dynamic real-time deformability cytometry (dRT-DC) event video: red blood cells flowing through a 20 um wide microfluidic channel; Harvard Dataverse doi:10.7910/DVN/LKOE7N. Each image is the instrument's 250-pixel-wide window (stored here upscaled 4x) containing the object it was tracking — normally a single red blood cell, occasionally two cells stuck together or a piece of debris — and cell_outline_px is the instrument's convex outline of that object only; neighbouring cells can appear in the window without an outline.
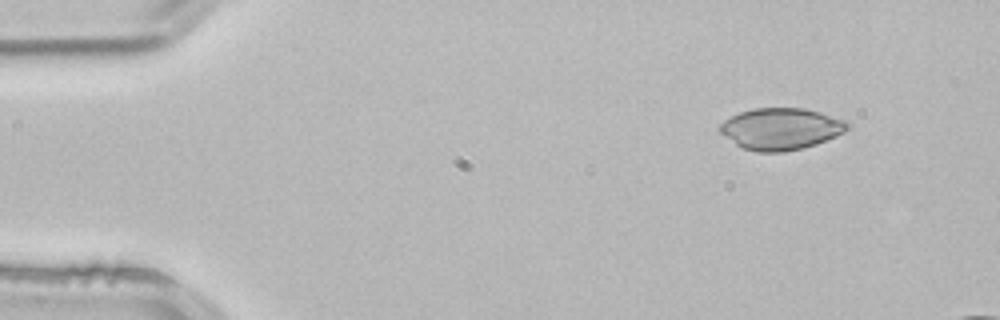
{"species": "common noctule bat (a hibernating species)", "species_latin": "Nyctalus noctula", "temperature_condition": "room temperature", "stored_images_in_passage": 3, "camera_frame_rate_fps": 3000, "um_per_image_px": 0.085, "animal": {"sex": "male", "body_mass_g": 21.5, "forearm_length_mm": 52.0}, "frame": {"image": 1, "passage_image": 1, "time_ms": 0.0, "image_size_px": [1000, 320], "cell_outline_px": [[852, 124], [844, 132], [836, 136], [816, 144], [784, 152], [756, 152], [744, 148], [736, 144], [720, 132], [720, 124], [724, 120], [740, 112], [752, 108], [804, 108], [820, 112], [844, 120]], "centroid_in_image_um": [66.39, 10.94], "position_along_channel_um": 18.6, "area_um2": 30.81}}